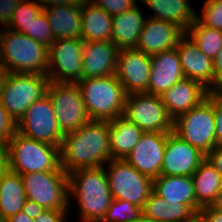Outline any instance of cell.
Segmentation results:
<instances>
[{
	"instance_id": "1",
	"label": "cell",
	"mask_w": 222,
	"mask_h": 222,
	"mask_svg": "<svg viewBox=\"0 0 222 222\" xmlns=\"http://www.w3.org/2000/svg\"><path fill=\"white\" fill-rule=\"evenodd\" d=\"M111 159L108 121L90 120L78 130L64 135L60 163L67 174L104 166Z\"/></svg>"
},
{
	"instance_id": "2",
	"label": "cell",
	"mask_w": 222,
	"mask_h": 222,
	"mask_svg": "<svg viewBox=\"0 0 222 222\" xmlns=\"http://www.w3.org/2000/svg\"><path fill=\"white\" fill-rule=\"evenodd\" d=\"M68 178L69 211L76 200L77 222H100L113 199L105 167L78 169Z\"/></svg>"
},
{
	"instance_id": "3",
	"label": "cell",
	"mask_w": 222,
	"mask_h": 222,
	"mask_svg": "<svg viewBox=\"0 0 222 222\" xmlns=\"http://www.w3.org/2000/svg\"><path fill=\"white\" fill-rule=\"evenodd\" d=\"M48 47L23 33L3 27L0 33V64L14 73L47 75Z\"/></svg>"
},
{
	"instance_id": "4",
	"label": "cell",
	"mask_w": 222,
	"mask_h": 222,
	"mask_svg": "<svg viewBox=\"0 0 222 222\" xmlns=\"http://www.w3.org/2000/svg\"><path fill=\"white\" fill-rule=\"evenodd\" d=\"M77 85L91 120L111 121L123 115L126 93L115 75L82 78Z\"/></svg>"
},
{
	"instance_id": "5",
	"label": "cell",
	"mask_w": 222,
	"mask_h": 222,
	"mask_svg": "<svg viewBox=\"0 0 222 222\" xmlns=\"http://www.w3.org/2000/svg\"><path fill=\"white\" fill-rule=\"evenodd\" d=\"M9 170L20 175L34 172L64 171L60 147L15 132L8 143Z\"/></svg>"
},
{
	"instance_id": "6",
	"label": "cell",
	"mask_w": 222,
	"mask_h": 222,
	"mask_svg": "<svg viewBox=\"0 0 222 222\" xmlns=\"http://www.w3.org/2000/svg\"><path fill=\"white\" fill-rule=\"evenodd\" d=\"M215 129L214 92L173 122V132L205 155L216 147Z\"/></svg>"
},
{
	"instance_id": "7",
	"label": "cell",
	"mask_w": 222,
	"mask_h": 222,
	"mask_svg": "<svg viewBox=\"0 0 222 222\" xmlns=\"http://www.w3.org/2000/svg\"><path fill=\"white\" fill-rule=\"evenodd\" d=\"M49 83L47 75L8 72L0 103L17 123L36 100L46 95Z\"/></svg>"
},
{
	"instance_id": "8",
	"label": "cell",
	"mask_w": 222,
	"mask_h": 222,
	"mask_svg": "<svg viewBox=\"0 0 222 222\" xmlns=\"http://www.w3.org/2000/svg\"><path fill=\"white\" fill-rule=\"evenodd\" d=\"M28 200L45 209L69 210V178L65 171L21 175Z\"/></svg>"
},
{
	"instance_id": "9",
	"label": "cell",
	"mask_w": 222,
	"mask_h": 222,
	"mask_svg": "<svg viewBox=\"0 0 222 222\" xmlns=\"http://www.w3.org/2000/svg\"><path fill=\"white\" fill-rule=\"evenodd\" d=\"M104 167L112 198L143 208L153 191V179L138 172L124 159H111Z\"/></svg>"
},
{
	"instance_id": "10",
	"label": "cell",
	"mask_w": 222,
	"mask_h": 222,
	"mask_svg": "<svg viewBox=\"0 0 222 222\" xmlns=\"http://www.w3.org/2000/svg\"><path fill=\"white\" fill-rule=\"evenodd\" d=\"M144 132L170 133L174 120L169 116L160 95L126 94L123 115Z\"/></svg>"
},
{
	"instance_id": "11",
	"label": "cell",
	"mask_w": 222,
	"mask_h": 222,
	"mask_svg": "<svg viewBox=\"0 0 222 222\" xmlns=\"http://www.w3.org/2000/svg\"><path fill=\"white\" fill-rule=\"evenodd\" d=\"M46 94L49 96L58 126L64 135L78 130L91 120L77 84L50 81Z\"/></svg>"
},
{
	"instance_id": "12",
	"label": "cell",
	"mask_w": 222,
	"mask_h": 222,
	"mask_svg": "<svg viewBox=\"0 0 222 222\" xmlns=\"http://www.w3.org/2000/svg\"><path fill=\"white\" fill-rule=\"evenodd\" d=\"M82 39H56L48 48L47 76L54 83L77 84L82 79Z\"/></svg>"
},
{
	"instance_id": "13",
	"label": "cell",
	"mask_w": 222,
	"mask_h": 222,
	"mask_svg": "<svg viewBox=\"0 0 222 222\" xmlns=\"http://www.w3.org/2000/svg\"><path fill=\"white\" fill-rule=\"evenodd\" d=\"M17 132L21 135L61 146L64 134L58 126L52 103L46 94L36 100L17 122Z\"/></svg>"
},
{
	"instance_id": "14",
	"label": "cell",
	"mask_w": 222,
	"mask_h": 222,
	"mask_svg": "<svg viewBox=\"0 0 222 222\" xmlns=\"http://www.w3.org/2000/svg\"><path fill=\"white\" fill-rule=\"evenodd\" d=\"M206 155L173 131L167 136L160 175L192 176Z\"/></svg>"
},
{
	"instance_id": "15",
	"label": "cell",
	"mask_w": 222,
	"mask_h": 222,
	"mask_svg": "<svg viewBox=\"0 0 222 222\" xmlns=\"http://www.w3.org/2000/svg\"><path fill=\"white\" fill-rule=\"evenodd\" d=\"M151 70V56L137 49L119 50L115 76L126 94L147 93Z\"/></svg>"
},
{
	"instance_id": "16",
	"label": "cell",
	"mask_w": 222,
	"mask_h": 222,
	"mask_svg": "<svg viewBox=\"0 0 222 222\" xmlns=\"http://www.w3.org/2000/svg\"><path fill=\"white\" fill-rule=\"evenodd\" d=\"M169 133L144 132L126 161L138 172L155 179L160 176Z\"/></svg>"
},
{
	"instance_id": "17",
	"label": "cell",
	"mask_w": 222,
	"mask_h": 222,
	"mask_svg": "<svg viewBox=\"0 0 222 222\" xmlns=\"http://www.w3.org/2000/svg\"><path fill=\"white\" fill-rule=\"evenodd\" d=\"M176 49L185 78L197 81L214 92L213 60L199 50L197 44L185 33L179 40Z\"/></svg>"
},
{
	"instance_id": "18",
	"label": "cell",
	"mask_w": 222,
	"mask_h": 222,
	"mask_svg": "<svg viewBox=\"0 0 222 222\" xmlns=\"http://www.w3.org/2000/svg\"><path fill=\"white\" fill-rule=\"evenodd\" d=\"M186 32L177 24L147 17L135 49L154 55L175 48Z\"/></svg>"
},
{
	"instance_id": "19",
	"label": "cell",
	"mask_w": 222,
	"mask_h": 222,
	"mask_svg": "<svg viewBox=\"0 0 222 222\" xmlns=\"http://www.w3.org/2000/svg\"><path fill=\"white\" fill-rule=\"evenodd\" d=\"M119 49L109 41L84 42L82 78L115 75Z\"/></svg>"
},
{
	"instance_id": "20",
	"label": "cell",
	"mask_w": 222,
	"mask_h": 222,
	"mask_svg": "<svg viewBox=\"0 0 222 222\" xmlns=\"http://www.w3.org/2000/svg\"><path fill=\"white\" fill-rule=\"evenodd\" d=\"M210 93L199 82L184 77L166 90L161 98L169 116L175 120L190 109L199 106Z\"/></svg>"
},
{
	"instance_id": "21",
	"label": "cell",
	"mask_w": 222,
	"mask_h": 222,
	"mask_svg": "<svg viewBox=\"0 0 222 222\" xmlns=\"http://www.w3.org/2000/svg\"><path fill=\"white\" fill-rule=\"evenodd\" d=\"M183 78V69L176 47L151 55V70L147 93L161 96Z\"/></svg>"
},
{
	"instance_id": "22",
	"label": "cell",
	"mask_w": 222,
	"mask_h": 222,
	"mask_svg": "<svg viewBox=\"0 0 222 222\" xmlns=\"http://www.w3.org/2000/svg\"><path fill=\"white\" fill-rule=\"evenodd\" d=\"M137 4L132 9L113 16L112 42L122 49H135L140 33L144 27L147 15H143V8Z\"/></svg>"
},
{
	"instance_id": "23",
	"label": "cell",
	"mask_w": 222,
	"mask_h": 222,
	"mask_svg": "<svg viewBox=\"0 0 222 222\" xmlns=\"http://www.w3.org/2000/svg\"><path fill=\"white\" fill-rule=\"evenodd\" d=\"M56 39H81V6L56 5L43 8Z\"/></svg>"
},
{
	"instance_id": "24",
	"label": "cell",
	"mask_w": 222,
	"mask_h": 222,
	"mask_svg": "<svg viewBox=\"0 0 222 222\" xmlns=\"http://www.w3.org/2000/svg\"><path fill=\"white\" fill-rule=\"evenodd\" d=\"M153 191L165 201L186 203L196 213L201 210L196 203L192 176L160 175L153 179Z\"/></svg>"
},
{
	"instance_id": "25",
	"label": "cell",
	"mask_w": 222,
	"mask_h": 222,
	"mask_svg": "<svg viewBox=\"0 0 222 222\" xmlns=\"http://www.w3.org/2000/svg\"><path fill=\"white\" fill-rule=\"evenodd\" d=\"M81 39L89 41L112 42L113 16L90 0L81 5Z\"/></svg>"
},
{
	"instance_id": "26",
	"label": "cell",
	"mask_w": 222,
	"mask_h": 222,
	"mask_svg": "<svg viewBox=\"0 0 222 222\" xmlns=\"http://www.w3.org/2000/svg\"><path fill=\"white\" fill-rule=\"evenodd\" d=\"M152 10L148 16L152 19L169 21L177 24L185 32L196 19V10L187 0H139Z\"/></svg>"
},
{
	"instance_id": "27",
	"label": "cell",
	"mask_w": 222,
	"mask_h": 222,
	"mask_svg": "<svg viewBox=\"0 0 222 222\" xmlns=\"http://www.w3.org/2000/svg\"><path fill=\"white\" fill-rule=\"evenodd\" d=\"M108 125L111 157L112 159L125 160L140 140L144 131L124 116L108 121Z\"/></svg>"
},
{
	"instance_id": "28",
	"label": "cell",
	"mask_w": 222,
	"mask_h": 222,
	"mask_svg": "<svg viewBox=\"0 0 222 222\" xmlns=\"http://www.w3.org/2000/svg\"><path fill=\"white\" fill-rule=\"evenodd\" d=\"M142 212L155 222H188L196 214L188 204L165 201L154 191L146 200Z\"/></svg>"
},
{
	"instance_id": "29",
	"label": "cell",
	"mask_w": 222,
	"mask_h": 222,
	"mask_svg": "<svg viewBox=\"0 0 222 222\" xmlns=\"http://www.w3.org/2000/svg\"><path fill=\"white\" fill-rule=\"evenodd\" d=\"M196 203L200 208L211 206L222 190V176L205 159L192 175Z\"/></svg>"
},
{
	"instance_id": "30",
	"label": "cell",
	"mask_w": 222,
	"mask_h": 222,
	"mask_svg": "<svg viewBox=\"0 0 222 222\" xmlns=\"http://www.w3.org/2000/svg\"><path fill=\"white\" fill-rule=\"evenodd\" d=\"M26 199L21 175L8 169L0 178V213L6 219L16 215Z\"/></svg>"
},
{
	"instance_id": "31",
	"label": "cell",
	"mask_w": 222,
	"mask_h": 222,
	"mask_svg": "<svg viewBox=\"0 0 222 222\" xmlns=\"http://www.w3.org/2000/svg\"><path fill=\"white\" fill-rule=\"evenodd\" d=\"M186 33L197 44L199 50L212 60L222 49V30L207 27L195 19Z\"/></svg>"
},
{
	"instance_id": "32",
	"label": "cell",
	"mask_w": 222,
	"mask_h": 222,
	"mask_svg": "<svg viewBox=\"0 0 222 222\" xmlns=\"http://www.w3.org/2000/svg\"><path fill=\"white\" fill-rule=\"evenodd\" d=\"M42 11L43 7L37 0H22L6 27L19 33L29 32L30 25Z\"/></svg>"
},
{
	"instance_id": "33",
	"label": "cell",
	"mask_w": 222,
	"mask_h": 222,
	"mask_svg": "<svg viewBox=\"0 0 222 222\" xmlns=\"http://www.w3.org/2000/svg\"><path fill=\"white\" fill-rule=\"evenodd\" d=\"M142 215V207L136 206L127 200L112 199L100 222H133Z\"/></svg>"
},
{
	"instance_id": "34",
	"label": "cell",
	"mask_w": 222,
	"mask_h": 222,
	"mask_svg": "<svg viewBox=\"0 0 222 222\" xmlns=\"http://www.w3.org/2000/svg\"><path fill=\"white\" fill-rule=\"evenodd\" d=\"M201 12L196 19L203 25L222 30V0H202Z\"/></svg>"
},
{
	"instance_id": "35",
	"label": "cell",
	"mask_w": 222,
	"mask_h": 222,
	"mask_svg": "<svg viewBox=\"0 0 222 222\" xmlns=\"http://www.w3.org/2000/svg\"><path fill=\"white\" fill-rule=\"evenodd\" d=\"M23 34H26L33 40L40 42L48 48L55 41L51 26L44 11H42L37 16L36 20L32 22L29 27V32H24Z\"/></svg>"
},
{
	"instance_id": "36",
	"label": "cell",
	"mask_w": 222,
	"mask_h": 222,
	"mask_svg": "<svg viewBox=\"0 0 222 222\" xmlns=\"http://www.w3.org/2000/svg\"><path fill=\"white\" fill-rule=\"evenodd\" d=\"M96 6L103 8L111 16L121 14L132 9L139 3L138 0H90Z\"/></svg>"
},
{
	"instance_id": "37",
	"label": "cell",
	"mask_w": 222,
	"mask_h": 222,
	"mask_svg": "<svg viewBox=\"0 0 222 222\" xmlns=\"http://www.w3.org/2000/svg\"><path fill=\"white\" fill-rule=\"evenodd\" d=\"M17 131V123L0 103V143H9Z\"/></svg>"
},
{
	"instance_id": "38",
	"label": "cell",
	"mask_w": 222,
	"mask_h": 222,
	"mask_svg": "<svg viewBox=\"0 0 222 222\" xmlns=\"http://www.w3.org/2000/svg\"><path fill=\"white\" fill-rule=\"evenodd\" d=\"M216 147H222V92H214Z\"/></svg>"
},
{
	"instance_id": "39",
	"label": "cell",
	"mask_w": 222,
	"mask_h": 222,
	"mask_svg": "<svg viewBox=\"0 0 222 222\" xmlns=\"http://www.w3.org/2000/svg\"><path fill=\"white\" fill-rule=\"evenodd\" d=\"M69 212L71 211L46 209L34 219V222H69Z\"/></svg>"
},
{
	"instance_id": "40",
	"label": "cell",
	"mask_w": 222,
	"mask_h": 222,
	"mask_svg": "<svg viewBox=\"0 0 222 222\" xmlns=\"http://www.w3.org/2000/svg\"><path fill=\"white\" fill-rule=\"evenodd\" d=\"M22 0H0V25L6 27L12 18L14 10Z\"/></svg>"
},
{
	"instance_id": "41",
	"label": "cell",
	"mask_w": 222,
	"mask_h": 222,
	"mask_svg": "<svg viewBox=\"0 0 222 222\" xmlns=\"http://www.w3.org/2000/svg\"><path fill=\"white\" fill-rule=\"evenodd\" d=\"M214 92H222V49L213 59Z\"/></svg>"
},
{
	"instance_id": "42",
	"label": "cell",
	"mask_w": 222,
	"mask_h": 222,
	"mask_svg": "<svg viewBox=\"0 0 222 222\" xmlns=\"http://www.w3.org/2000/svg\"><path fill=\"white\" fill-rule=\"evenodd\" d=\"M46 209L43 206L38 205L36 202L26 199L22 207V212L32 219L38 217Z\"/></svg>"
},
{
	"instance_id": "43",
	"label": "cell",
	"mask_w": 222,
	"mask_h": 222,
	"mask_svg": "<svg viewBox=\"0 0 222 222\" xmlns=\"http://www.w3.org/2000/svg\"><path fill=\"white\" fill-rule=\"evenodd\" d=\"M206 159L222 176V147H215L206 155Z\"/></svg>"
},
{
	"instance_id": "44",
	"label": "cell",
	"mask_w": 222,
	"mask_h": 222,
	"mask_svg": "<svg viewBox=\"0 0 222 222\" xmlns=\"http://www.w3.org/2000/svg\"><path fill=\"white\" fill-rule=\"evenodd\" d=\"M9 169L8 143H0V178Z\"/></svg>"
},
{
	"instance_id": "45",
	"label": "cell",
	"mask_w": 222,
	"mask_h": 222,
	"mask_svg": "<svg viewBox=\"0 0 222 222\" xmlns=\"http://www.w3.org/2000/svg\"><path fill=\"white\" fill-rule=\"evenodd\" d=\"M43 8L56 5L81 6L86 0H37Z\"/></svg>"
},
{
	"instance_id": "46",
	"label": "cell",
	"mask_w": 222,
	"mask_h": 222,
	"mask_svg": "<svg viewBox=\"0 0 222 222\" xmlns=\"http://www.w3.org/2000/svg\"><path fill=\"white\" fill-rule=\"evenodd\" d=\"M200 213L208 222H222V212L216 211L211 206L201 208Z\"/></svg>"
},
{
	"instance_id": "47",
	"label": "cell",
	"mask_w": 222,
	"mask_h": 222,
	"mask_svg": "<svg viewBox=\"0 0 222 222\" xmlns=\"http://www.w3.org/2000/svg\"><path fill=\"white\" fill-rule=\"evenodd\" d=\"M7 222H34V219L27 216L24 212L19 211L16 215L9 217Z\"/></svg>"
},
{
	"instance_id": "48",
	"label": "cell",
	"mask_w": 222,
	"mask_h": 222,
	"mask_svg": "<svg viewBox=\"0 0 222 222\" xmlns=\"http://www.w3.org/2000/svg\"><path fill=\"white\" fill-rule=\"evenodd\" d=\"M213 209L216 211L222 212V190L221 192L217 195L214 203L211 205Z\"/></svg>"
},
{
	"instance_id": "49",
	"label": "cell",
	"mask_w": 222,
	"mask_h": 222,
	"mask_svg": "<svg viewBox=\"0 0 222 222\" xmlns=\"http://www.w3.org/2000/svg\"><path fill=\"white\" fill-rule=\"evenodd\" d=\"M7 75H8V71L0 64V96H1L2 88L4 86Z\"/></svg>"
},
{
	"instance_id": "50",
	"label": "cell",
	"mask_w": 222,
	"mask_h": 222,
	"mask_svg": "<svg viewBox=\"0 0 222 222\" xmlns=\"http://www.w3.org/2000/svg\"><path fill=\"white\" fill-rule=\"evenodd\" d=\"M188 222H208L205 217L199 212L196 213Z\"/></svg>"
},
{
	"instance_id": "51",
	"label": "cell",
	"mask_w": 222,
	"mask_h": 222,
	"mask_svg": "<svg viewBox=\"0 0 222 222\" xmlns=\"http://www.w3.org/2000/svg\"><path fill=\"white\" fill-rule=\"evenodd\" d=\"M133 222H155V221L142 215Z\"/></svg>"
},
{
	"instance_id": "52",
	"label": "cell",
	"mask_w": 222,
	"mask_h": 222,
	"mask_svg": "<svg viewBox=\"0 0 222 222\" xmlns=\"http://www.w3.org/2000/svg\"><path fill=\"white\" fill-rule=\"evenodd\" d=\"M0 222H7V219L0 213Z\"/></svg>"
}]
</instances>
